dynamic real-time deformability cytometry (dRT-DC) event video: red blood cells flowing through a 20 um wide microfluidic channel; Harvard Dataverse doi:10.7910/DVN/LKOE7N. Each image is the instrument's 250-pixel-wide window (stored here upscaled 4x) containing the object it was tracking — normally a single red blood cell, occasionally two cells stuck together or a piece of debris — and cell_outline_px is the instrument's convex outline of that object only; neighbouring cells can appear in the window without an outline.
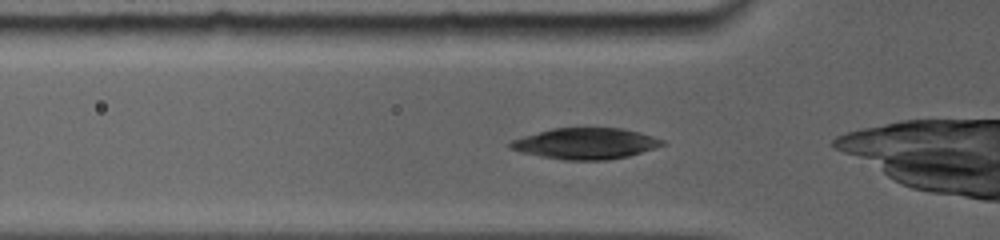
{"species": "common noctule bat (a hibernating species)", "species_latin": "Nyctalus noctula", "temperature_condition": "room temperature", "stored_images_in_passage": 27, "camera_frame_rate_fps": 5000, "um_per_image_px": 0.085, "animal": {"sex": "female", "body_mass_g": 19.0, "forearm_length_mm": 56.7}, "frame": {"image": 1, "passage_image": 2, "time_ms": 0.4, "image_size_px": [1000, 240], "cell_outline_px": [[668, 144], [656, 148], [628, 156], [608, 160], [564, 160], [540, 156], [520, 152], [508, 148], [508, 144], [512, 140], [524, 136], [552, 128], [624, 128], [640, 132], [664, 140]], "centroid_in_image_um": [49.8, 12.2], "position_along_channel_um": 76.0, "area_um2": 27.69}}
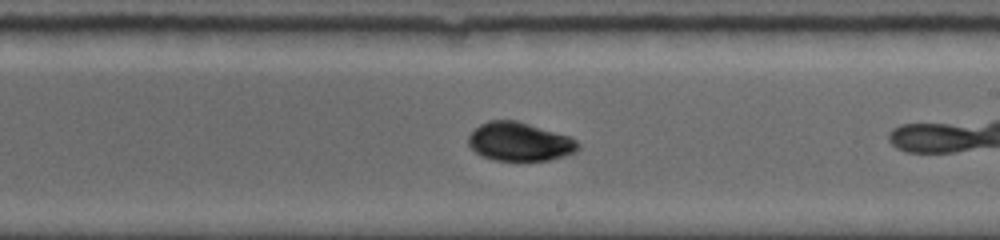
{"frame": {"image": 2, "passage_image": 14, "time_ms": 4.8, "image_size_px": [1000, 240], "cell_outline_px": [[580, 148], [576, 152], [564, 156], [548, 160], [496, 160], [484, 156], [476, 152], [468, 144], [468, 136], [480, 124], [488, 120], [516, 120], [572, 136], [580, 144]], "centroid_in_image_um": [44.21, 12.03], "position_along_channel_um": 244.8, "area_um2": 24.74}}
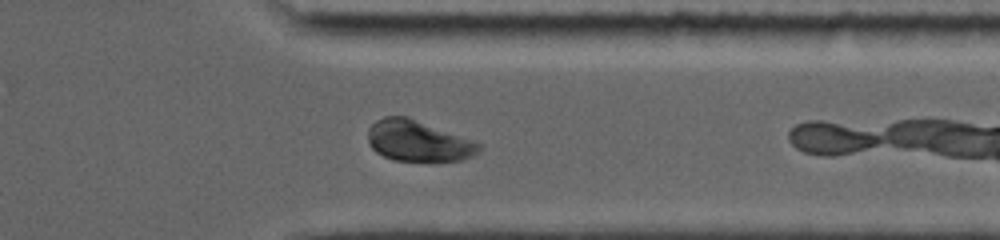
{"frame": {"image": 3, "passage_image": 23, "time_ms": 8.2, "image_size_px": [1000, 240], "cell_outline_px": [[484, 144], [472, 156], [460, 160], [396, 160], [384, 156], [376, 152], [372, 148], [368, 140], [368, 128], [376, 120], [384, 116], [408, 116]], "centroid_in_image_um": [35.53, 11.95], "position_along_channel_um": 375.9, "area_um2": 26.3}, "authors_computed_cell_mechanics": {"area_um2": 25.8366, "velocity_mm_per_s": 3.8317, "shape_relaxation_time_tau1_ms": 2.9657, "shape_relaxation_time_tau2_ms": null, "deformation_change_tau1": 0.1615, "deformation_change_tau2": null}}